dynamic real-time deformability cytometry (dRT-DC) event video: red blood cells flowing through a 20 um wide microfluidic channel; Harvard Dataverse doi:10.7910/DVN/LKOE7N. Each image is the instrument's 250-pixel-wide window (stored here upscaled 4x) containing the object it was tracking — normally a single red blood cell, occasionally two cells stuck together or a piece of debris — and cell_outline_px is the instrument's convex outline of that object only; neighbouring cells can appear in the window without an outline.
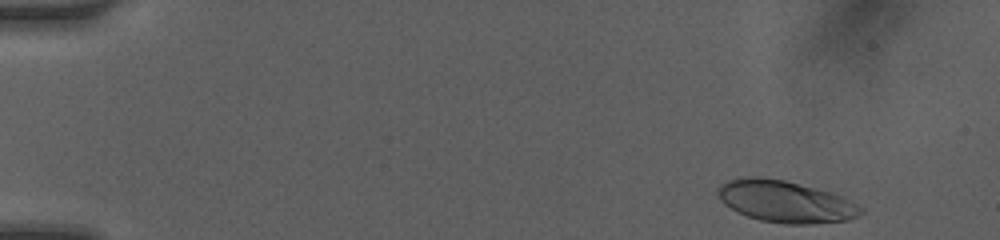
{"species": "human", "species_latin": "Homo sapiens", "temperature_condition": "room temperature", "stored_images_in_passage": 46, "camera_frame_rate_fps": 3000, "um_per_image_px": 0.085, "donor": {"sex": "female"}, "frame": {"image": 1, "passage_image": 2, "time_ms": 0.333, "image_size_px": [1000, 240], "cell_outline_px": [[864, 212], [848, 220], [812, 224], [784, 224], [760, 220], [736, 212], [724, 204], [720, 200], [716, 192], [720, 184], [728, 180], [748, 176], [760, 176], [784, 180], [828, 192], [840, 196], [864, 208]], "centroid_in_image_um": [66.71, 17.13], "position_along_channel_um": 18.3, "area_um2": 34.74}}
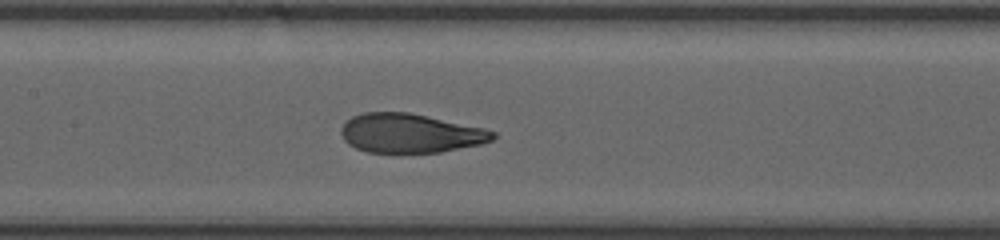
{"frame": {"image": 2, "passage_image": 22, "time_ms": 7.0, "image_size_px": [1000, 240], "cell_outline_px": [[496, 136], [492, 140], [480, 144], [440, 152], [368, 152], [356, 148], [348, 144], [344, 140], [340, 132], [340, 128], [352, 116], [364, 112], [408, 112], [484, 128], [496, 132]], "centroid_in_image_um": [34.85, 11.32], "position_along_channel_um": 172.5, "area_um2": 34.39}}
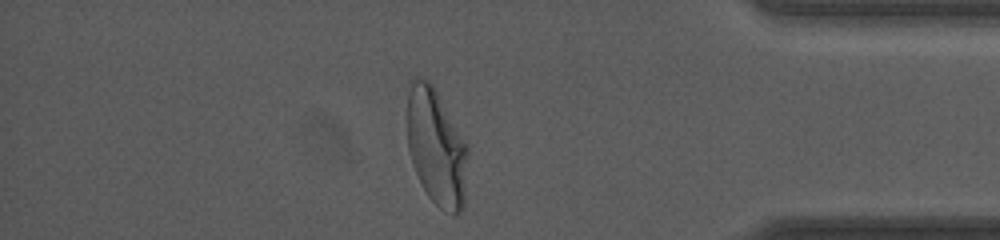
{"frame": {"image": 3, "passage_image": 40, "time_ms": 13.0, "image_size_px": [1000, 240], "cell_outline_px": [[468, 156], [464, 208], [456, 216], [452, 216], [440, 208], [428, 196], [412, 164], [408, 148], [408, 80], [428, 80], [432, 84], [468, 144]], "centroid_in_image_um": [37.12, 12.56], "position_along_channel_um": 398.1, "area_um2": 41.38}, "authors_computed_cell_mechanics": {"area_um2": 35.7493, "velocity_mm_per_s": 4.1915, "shape_relaxation_time_tau1_ms": 3.8031, "shape_relaxation_time_tau2_ms": 0.7479, "deformation_change_tau1": 0.1924, "deformation_change_tau2": 0.0469}}